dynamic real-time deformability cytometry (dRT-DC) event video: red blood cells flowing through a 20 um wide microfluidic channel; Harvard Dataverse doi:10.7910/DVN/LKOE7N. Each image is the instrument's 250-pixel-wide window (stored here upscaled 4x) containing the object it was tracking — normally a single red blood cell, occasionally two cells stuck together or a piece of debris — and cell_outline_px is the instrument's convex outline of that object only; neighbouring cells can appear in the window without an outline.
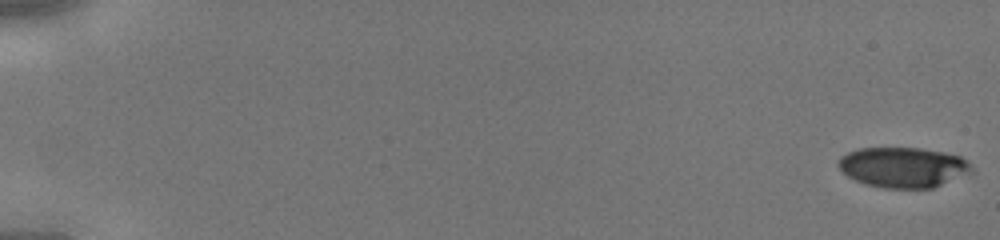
{"species": "human", "species_latin": "Homo sapiens", "temperature_condition": "cold", "stored_images_in_passage": 45, "camera_frame_rate_fps": 3000, "um_per_image_px": 0.085, "donor": {"sex": "male"}, "frame": {"image": 1, "passage_image": 1, "time_ms": 0.0, "image_size_px": [1000, 240], "cell_outline_px": [[972, 172], [932, 188], [884, 188], [868, 184], [856, 180], [848, 176], [836, 164], [836, 160], [840, 156], [848, 152], [860, 148], [920, 148], [944, 152], [960, 156], [968, 160], [972, 168]], "centroid_in_image_um": [76.76, 14.21], "position_along_channel_um": 8.2, "area_um2": 31.21}}
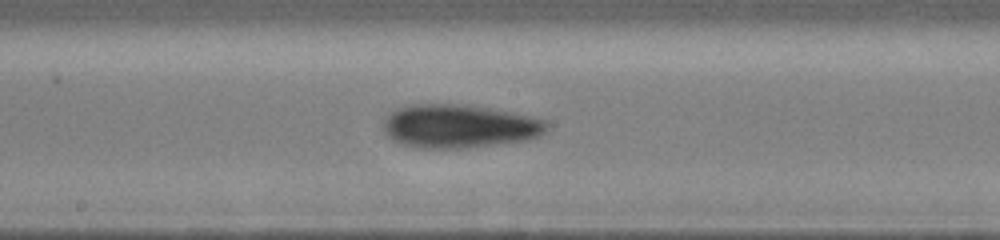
{"frame": {"image": 2, "passage_image": 26, "time_ms": 8.333, "image_size_px": [1000, 240], "cell_outline_px": [[548, 128], [540, 136], [528, 140], [460, 148], [416, 148], [392, 140], [384, 132], [384, 116], [396, 108], [412, 104], [468, 104], [512, 112], [532, 116], [548, 120]], "centroid_in_image_um": [39.03, 10.71], "position_along_channel_um": 209.2, "area_um2": 41.73}}
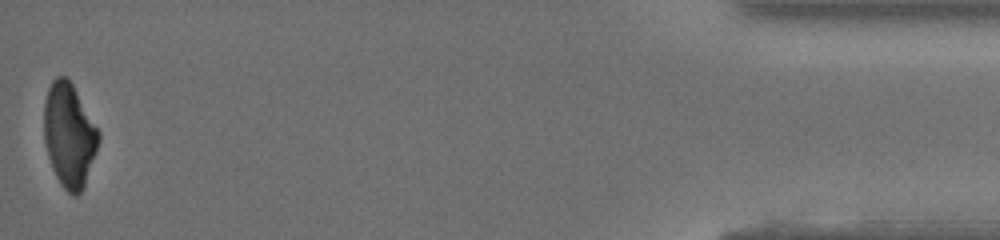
{"frame": {"image": 3, "passage_image": 45, "time_ms": 14.667, "image_size_px": [1000, 240], "cell_outline_px": [[100, 140], [84, 188], [76, 196], [72, 196], [60, 184], [52, 168], [44, 144], [44, 100], [48, 88], [52, 80], [56, 76], [64, 76], [72, 84], [100, 132]], "centroid_in_image_um": [5.87, 11.51], "position_along_channel_um": 429.3, "area_um2": 33.12}}